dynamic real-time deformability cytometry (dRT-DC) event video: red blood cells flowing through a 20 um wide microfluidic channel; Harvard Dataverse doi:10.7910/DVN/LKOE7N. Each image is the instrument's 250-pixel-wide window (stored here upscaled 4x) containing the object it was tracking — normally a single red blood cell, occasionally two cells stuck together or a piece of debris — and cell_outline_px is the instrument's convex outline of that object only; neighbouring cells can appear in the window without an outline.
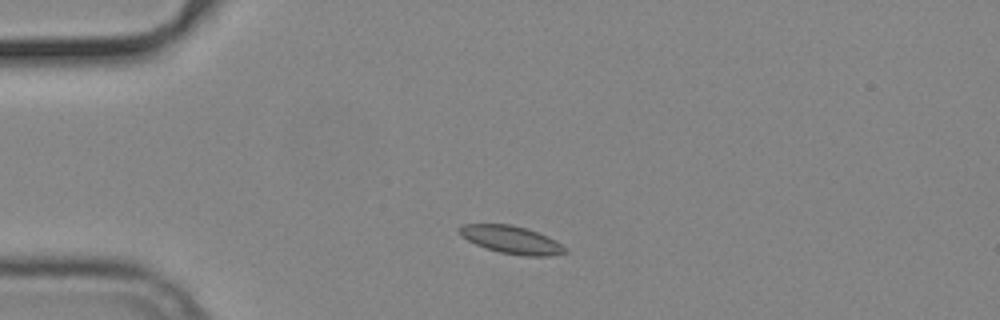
{"species": "common noctule bat (a hibernating species)", "species_latin": "Nyctalus noctula", "temperature_condition": "cold", "stored_images_in_passage": 49, "camera_frame_rate_fps": 3000, "um_per_image_px": 0.085, "animal": {"sex": "male", "body_mass_g": 19.2, "forearm_length_mm": 51.8}, "frame": {"image": 1, "passage_image": 7, "time_ms": 2.0, "image_size_px": [1000, 320], "cell_outline_px": [[568, 252], [552, 256], [524, 256], [500, 252], [476, 244], [468, 240], [456, 228], [460, 224], [512, 224], [528, 228], [548, 236], [556, 240]], "centroid_in_image_um": [43.49, 20.37], "position_along_channel_um": 41.5, "area_um2": 17.05}}
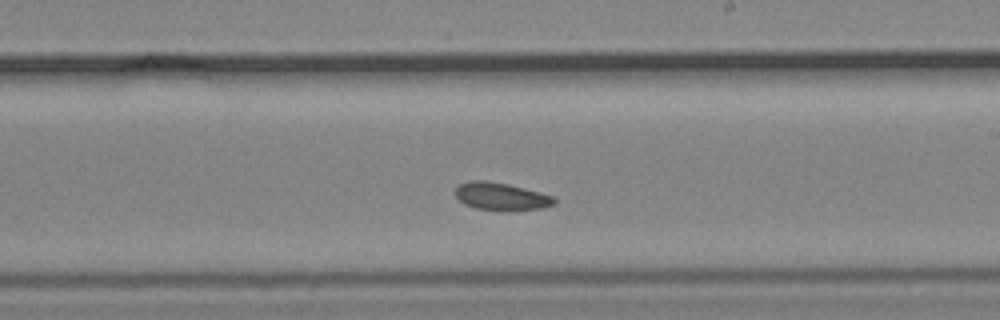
{"frame": {"image": 2, "passage_image": 26, "time_ms": 8.333, "image_size_px": [1000, 320], "cell_outline_px": [[556, 204], [544, 208], [508, 212], [476, 208], [464, 204], [456, 196], [456, 188], [460, 184], [468, 180], [488, 180], [508, 184], [556, 196]], "centroid_in_image_um": [42.65, 16.71], "position_along_channel_um": 246.3, "area_um2": 16.36}}
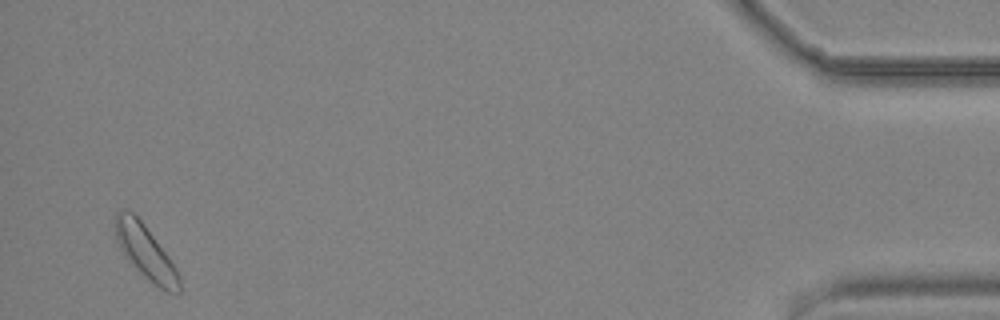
{"frame": {"image": 3, "passage_image": 47, "time_ms": 15.333, "image_size_px": [1000, 320], "cell_outline_px": [[180, 292], [168, 292], [160, 288], [132, 268], [124, 256], [116, 240], [116, 212], [132, 212], [144, 224], [168, 256], [176, 268], [180, 276]], "centroid_in_image_um": [12.38, 21.48], "position_along_channel_um": 422.8, "area_um2": 19.77}}